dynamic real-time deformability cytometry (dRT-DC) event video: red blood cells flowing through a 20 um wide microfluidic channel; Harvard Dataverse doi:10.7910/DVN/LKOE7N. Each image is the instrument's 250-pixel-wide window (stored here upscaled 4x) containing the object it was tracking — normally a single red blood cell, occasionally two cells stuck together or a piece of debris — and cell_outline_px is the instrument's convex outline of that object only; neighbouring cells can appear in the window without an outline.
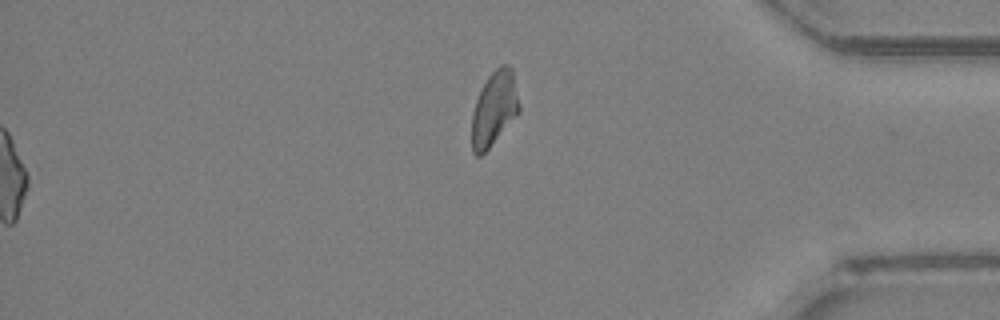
{"species": "Egyptian fruit bat (a non-hibernating species)", "species_latin": "Rousettus aegyptiacus", "temperature_condition": "room temperature", "stored_images_in_passage": 37, "segment_of_instrument_passage": [2, 2], "camera_frame_rate_fps": 3000, "um_per_image_px": 0.085, "animal": {"sex": "female"}, "frame": {"image": 1, "passage_image": 37, "time_ms": 12.0, "image_size_px": [1000, 320], "cell_outline_px": [[520, 112], [488, 148], [480, 156], [476, 156], [472, 152], [472, 112], [480, 88], [488, 76], [500, 64], [508, 64], [512, 68], [520, 104]], "centroid_in_image_um": [42.01, 9.19], "position_along_channel_um": 393.2, "area_um2": 20.63}}